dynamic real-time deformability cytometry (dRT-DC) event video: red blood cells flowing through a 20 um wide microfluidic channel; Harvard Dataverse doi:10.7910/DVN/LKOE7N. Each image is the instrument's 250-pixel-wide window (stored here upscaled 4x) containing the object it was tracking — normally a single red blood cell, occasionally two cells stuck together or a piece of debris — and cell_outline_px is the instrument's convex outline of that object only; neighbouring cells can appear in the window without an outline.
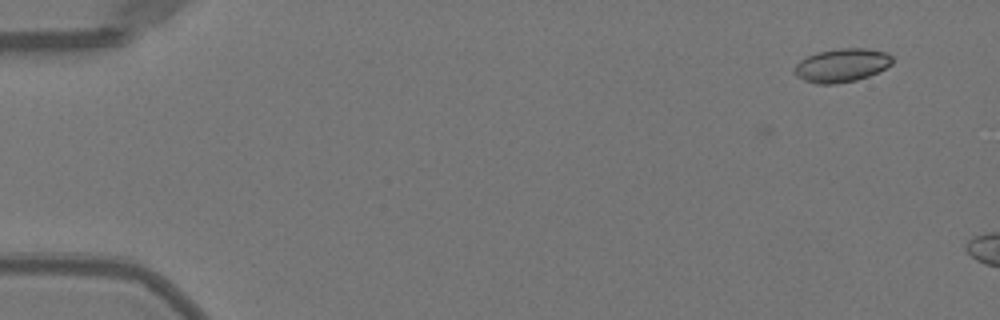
{"species": "Egyptian fruit bat (a non-hibernating species)", "species_latin": "Rousettus aegyptiacus", "temperature_condition": "warm", "stored_images_in_passage": 5, "camera_frame_rate_fps": 3000, "um_per_image_px": 0.085, "animal": {"sex": "female"}, "frame": {"image": 1, "passage_image": 1, "time_ms": 0.0, "image_size_px": [1000, 320], "cell_outline_px": [[892, 64], [868, 76], [856, 80], [832, 84], [816, 84], [804, 80], [796, 76], [792, 72], [792, 68], [800, 60], [816, 52], [840, 48], [868, 48], [888, 52], [892, 56]], "centroid_in_image_um": [71.51, 5.54], "position_along_channel_um": 13.5, "area_um2": 19.25}}